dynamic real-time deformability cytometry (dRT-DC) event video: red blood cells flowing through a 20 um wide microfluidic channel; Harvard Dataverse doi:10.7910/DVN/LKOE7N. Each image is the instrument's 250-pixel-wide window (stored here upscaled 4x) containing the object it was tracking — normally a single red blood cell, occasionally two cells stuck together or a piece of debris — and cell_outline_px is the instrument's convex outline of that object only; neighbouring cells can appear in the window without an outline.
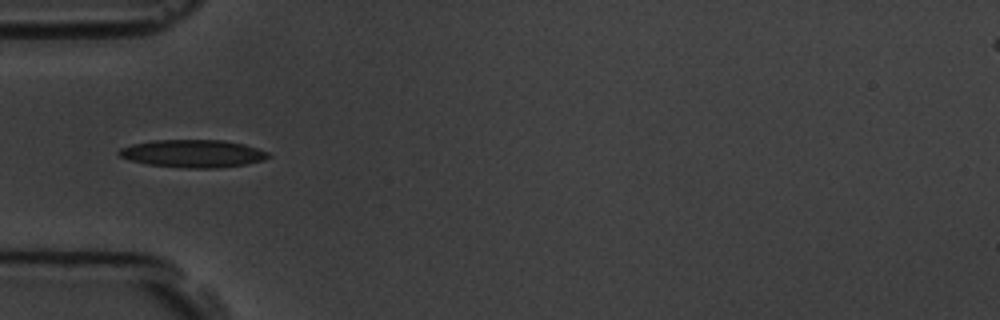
{"species": "common noctule bat (a hibernating species)", "species_latin": "Nyctalus noctula", "temperature_condition": "room temperature", "stored_images_in_passage": 8, "camera_frame_rate_fps": 3000, "um_per_image_px": 0.085, "animal": {"sex": "male", "body_mass_g": 19.5, "forearm_length_mm": 54.6}, "frame": {"image": 1, "passage_image": 5, "time_ms": 4.667, "image_size_px": [1000, 320], "cell_outline_px": [[272, 156], [264, 160], [244, 164], [216, 168], [188, 168], [148, 164], [128, 160], [120, 156], [116, 152], [120, 148], [132, 144], [152, 140], [224, 140], [244, 144], [268, 152]], "centroid_in_image_um": [16.38, 13.05], "position_along_channel_um": 68.6, "area_um2": 24.1}}
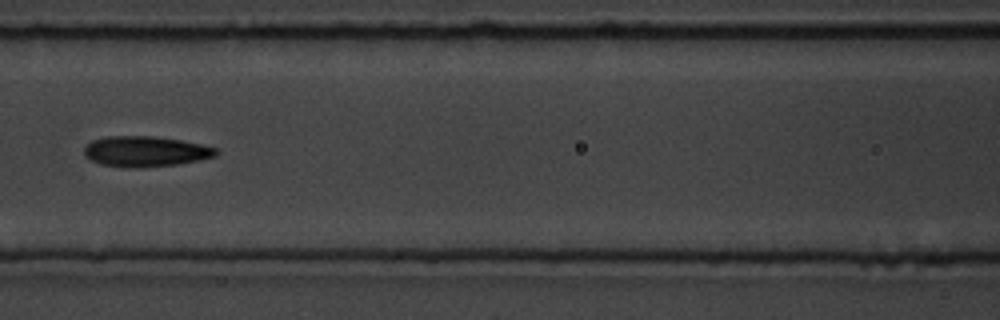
{"frame": {"image": 2, "passage_image": 7, "time_ms": 7.0, "image_size_px": [1000, 320], "cell_outline_px": [[220, 152], [216, 156], [200, 160], [180, 164], [136, 168], [100, 164], [84, 156], [84, 148], [92, 140], [108, 136], [152, 136], [180, 140], [200, 144], [216, 148]], "centroid_in_image_um": [12.38, 12.87], "position_along_channel_um": 154.2, "area_um2": 23.41}}
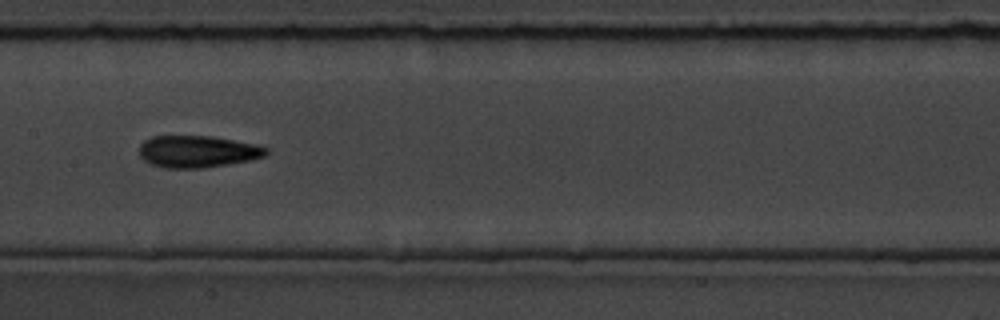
{"frame": {"image": 3, "passage_image": 8, "time_ms": 8.0, "image_size_px": [1000, 320], "cell_outline_px": [[268, 152], [264, 156], [248, 160], [204, 168], [164, 168], [152, 164], [144, 160], [140, 156], [140, 144], [144, 140], [152, 136], [212, 136], [256, 144], [268, 148]], "centroid_in_image_um": [16.77, 12.87], "position_along_channel_um": 190.6, "area_um2": 23.52}}